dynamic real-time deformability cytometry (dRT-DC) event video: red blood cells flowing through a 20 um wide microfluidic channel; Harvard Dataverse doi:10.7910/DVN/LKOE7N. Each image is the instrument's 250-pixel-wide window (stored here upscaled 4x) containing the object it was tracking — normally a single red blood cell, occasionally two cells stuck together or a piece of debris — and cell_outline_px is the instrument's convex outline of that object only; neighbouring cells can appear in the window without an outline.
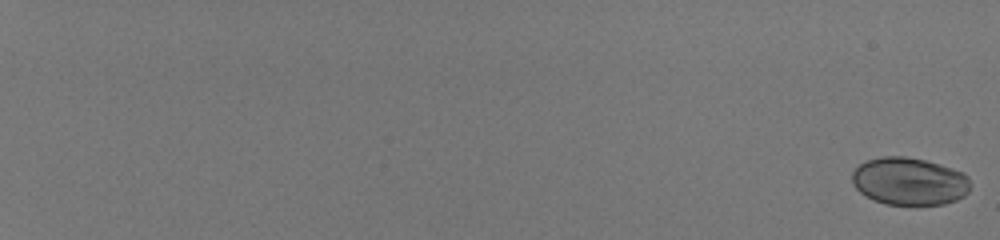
{"species": "human", "species_latin": "Homo sapiens", "temperature_condition": "room temperature", "stored_images_in_passage": 25, "camera_frame_rate_fps": 3000, "um_per_image_px": 0.085, "donor": {"sex": "male"}, "frame": {"image": 1, "passage_image": 1, "time_ms": 0.0, "image_size_px": [1000, 240], "cell_outline_px": [[968, 192], [964, 196], [956, 200], [944, 204], [888, 204], [876, 200], [860, 192], [852, 184], [852, 172], [860, 164], [868, 160], [880, 156], [904, 156], [924, 160], [940, 164], [964, 172], [968, 176]], "centroid_in_image_um": [77.29, 15.39], "position_along_channel_um": 7.7, "area_um2": 32.6}}
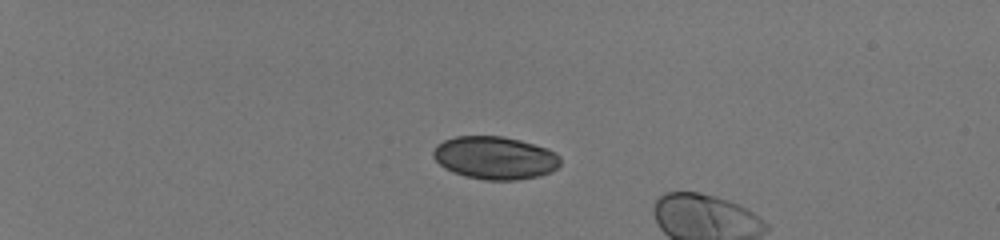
{"frame": {"image": 2, "passage_image": 19, "time_ms": 6.0, "image_size_px": [1000, 240], "cell_outline_px": [[560, 164], [552, 172], [540, 176], [516, 180], [484, 180], [464, 176], [452, 172], [444, 168], [432, 156], [432, 152], [436, 144], [444, 140], [456, 136], [504, 136], [520, 140], [548, 148], [556, 152], [560, 156]], "centroid_in_image_um": [42.08, 13.42], "position_along_channel_um": 42.9, "area_um2": 32.14}}